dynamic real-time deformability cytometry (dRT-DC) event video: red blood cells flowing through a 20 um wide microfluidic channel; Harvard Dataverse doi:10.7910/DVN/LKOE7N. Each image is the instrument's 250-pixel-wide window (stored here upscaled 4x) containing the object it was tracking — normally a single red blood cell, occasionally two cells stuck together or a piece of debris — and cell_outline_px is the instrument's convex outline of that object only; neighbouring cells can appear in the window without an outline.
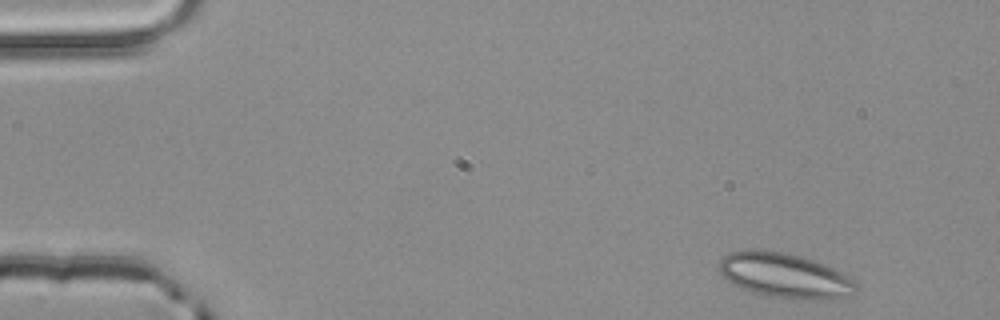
{"species": "common noctule bat (a hibernating species)", "species_latin": "Nyctalus noctula", "temperature_condition": "room temperature", "stored_images_in_passage": 2, "camera_frame_rate_fps": 3000, "um_per_image_px": 0.085, "animal": {"sex": "male", "body_mass_g": 20.4}, "frame": {"image": 1, "passage_image": 1, "time_ms": 0.0, "image_size_px": [1000, 320], "cell_outline_px": [[856, 288], [852, 292], [836, 300], [800, 300], [768, 296], [752, 292], [740, 288], [728, 280], [720, 272], [720, 260], [728, 252], [748, 248], [760, 248], [800, 256], [824, 264], [848, 276], [856, 284]], "centroid_in_image_um": [66.67, 23.42], "position_along_channel_um": 18.3, "area_um2": 35.89}}